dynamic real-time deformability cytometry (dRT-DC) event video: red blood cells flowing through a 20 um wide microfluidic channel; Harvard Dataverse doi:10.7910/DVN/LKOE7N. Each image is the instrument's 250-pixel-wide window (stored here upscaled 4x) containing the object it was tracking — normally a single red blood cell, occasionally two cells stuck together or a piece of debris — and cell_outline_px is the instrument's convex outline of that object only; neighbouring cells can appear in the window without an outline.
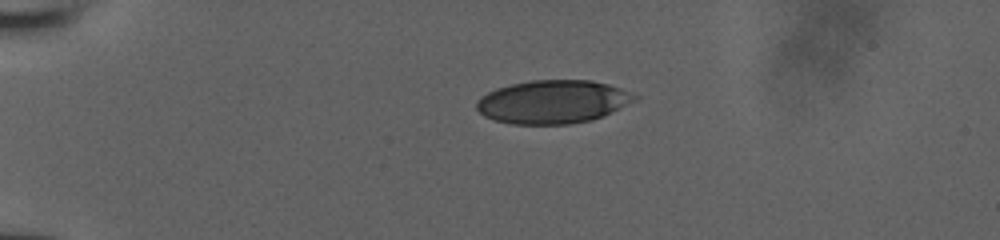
{"species": "human", "species_latin": "Homo sapiens", "temperature_condition": "room temperature", "stored_images_in_passage": 31, "camera_frame_rate_fps": 3000, "um_per_image_px": 0.085, "donor": {"sex": "male"}, "frame": {"image": 1, "passage_image": 1, "time_ms": 0.0, "image_size_px": [1000, 240], "cell_outline_px": [[640, 96], [592, 120], [568, 124], [512, 124], [492, 120], [484, 116], [476, 108], [476, 100], [480, 96], [496, 88], [512, 84], [532, 80], [588, 80], [608, 84], [620, 88]], "centroid_in_image_um": [46.9, 8.65], "position_along_channel_um": 38.1, "area_um2": 39.48}}
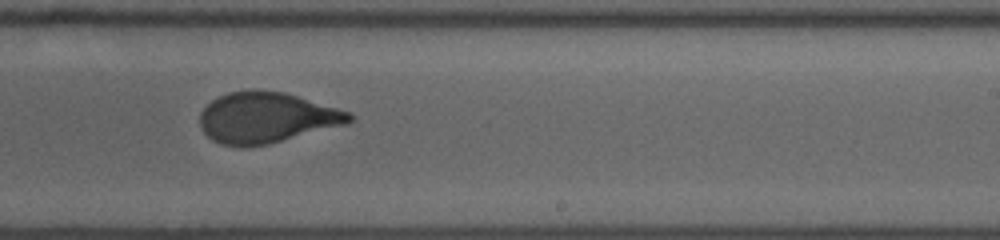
{"frame": {"image": 2, "passage_image": 17, "time_ms": 5.333, "image_size_px": [1000, 240], "cell_outline_px": [[356, 116], [348, 124], [268, 144], [240, 148], [220, 144], [212, 140], [204, 132], [200, 124], [200, 112], [212, 100], [228, 92], [252, 88], [284, 92], [352, 112]], "centroid_in_image_um": [22.67, 10.0], "position_along_channel_um": 266.3, "area_um2": 44.68}}
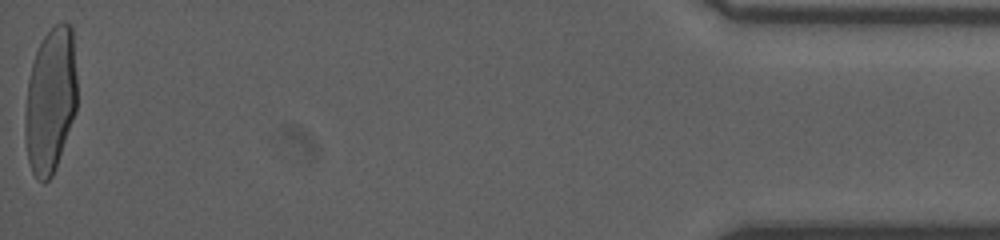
{"frame": {"image": 3, "passage_image": 31, "time_ms": 10.0, "image_size_px": [1000, 240], "cell_outline_px": [[76, 112], [52, 176], [44, 184], [36, 180], [32, 172], [28, 160], [24, 136], [24, 112], [28, 80], [32, 64], [36, 52], [44, 36], [56, 24], [72, 24], [76, 72]], "centroid_in_image_um": [4.27, 8.57], "position_along_channel_um": 430.9, "area_um2": 44.22}}